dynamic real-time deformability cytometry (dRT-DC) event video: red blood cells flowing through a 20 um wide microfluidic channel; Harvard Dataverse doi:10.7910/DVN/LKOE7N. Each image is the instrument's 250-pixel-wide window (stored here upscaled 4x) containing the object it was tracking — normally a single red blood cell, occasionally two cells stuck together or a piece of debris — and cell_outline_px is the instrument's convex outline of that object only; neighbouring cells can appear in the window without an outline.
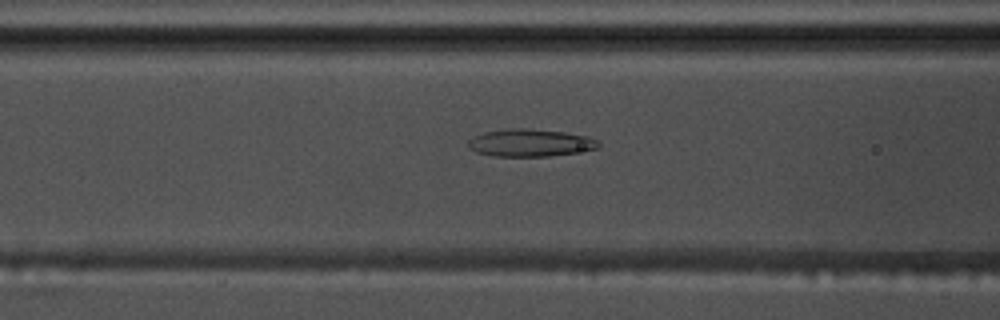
{"species": "common noctule bat (a hibernating species)", "species_latin": "Nyctalus noctula", "temperature_condition": "warm", "stored_images_in_passage": 56, "camera_frame_rate_fps": 3000, "um_per_image_px": 0.085, "animal": {"sex": "male", "body_mass_g": 17.5, "forearm_length_mm": 52.3}, "frame": {"image": 1, "passage_image": 23, "time_ms": 7.333, "image_size_px": [1000, 320], "cell_outline_px": [[600, 148], [576, 152], [548, 156], [496, 156], [476, 152], [468, 148], [468, 140], [472, 136], [484, 132], [508, 128], [524, 128], [564, 132], [588, 136], [596, 140], [600, 144]], "centroid_in_image_um": [45.04, 12.13], "position_along_channel_um": 121.6, "area_um2": 20.87}}
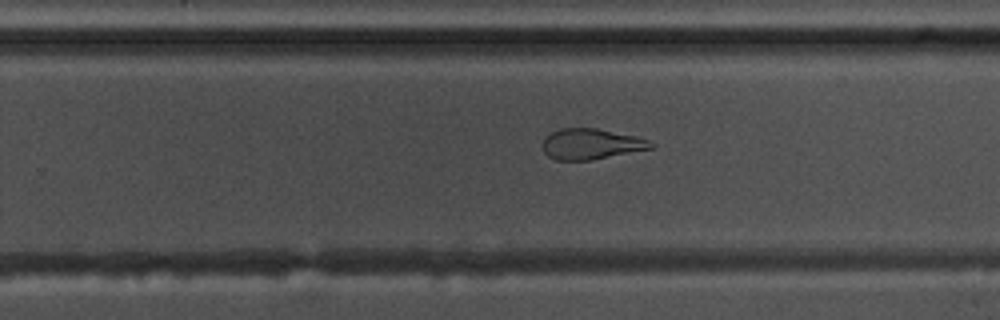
{"frame": {"image": 2, "passage_image": 36, "time_ms": 11.667, "image_size_px": [1000, 320], "cell_outline_px": [[656, 144], [652, 148], [592, 160], [556, 160], [548, 156], [544, 152], [544, 136], [560, 128], [596, 128], [636, 136], [648, 140]], "centroid_in_image_um": [50.24, 12.24], "position_along_channel_um": 279.6, "area_um2": 19.31}}
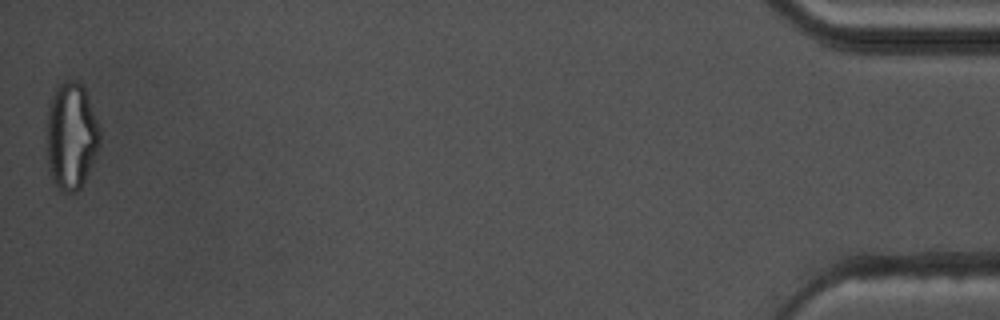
{"frame": {"image": 3, "passage_image": 56, "time_ms": 18.333, "image_size_px": [1000, 320], "cell_outline_px": [[100, 144], [84, 180], [80, 188], [76, 192], [64, 192], [56, 184], [48, 168], [48, 104], [56, 88], [64, 80], [76, 80], [84, 88], [100, 128]], "centroid_in_image_um": [6.06, 11.53], "position_along_channel_um": 429.1, "area_um2": 32.54}, "authors_computed_cell_mechanics": {"area_um2": 23.3223, "velocity_mm_per_s": 3.6512, "shape_relaxation_time_tau1_ms": null, "shape_relaxation_time_tau2_ms": 2.8115, "deformation_change_tau1": null, "deformation_change_tau2": 0.1212}}